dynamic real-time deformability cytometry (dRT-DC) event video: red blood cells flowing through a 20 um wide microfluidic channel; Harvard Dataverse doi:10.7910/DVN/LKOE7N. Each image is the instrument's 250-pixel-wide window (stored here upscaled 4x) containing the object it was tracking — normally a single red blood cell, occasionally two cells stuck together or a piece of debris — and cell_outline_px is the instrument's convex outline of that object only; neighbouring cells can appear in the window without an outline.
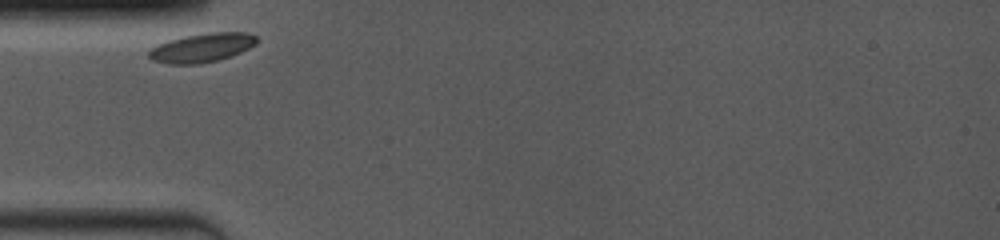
{"species": "common noctule bat (a hibernating species)", "species_latin": "Nyctalus noctula", "temperature_condition": "room temperature", "stored_images_in_passage": 51, "camera_frame_rate_fps": 4000, "um_per_image_px": 0.085, "animal": {"sex": "female", "body_mass_g": 19.0, "forearm_length_mm": 53.3}, "frame": {"image": 1, "passage_image": 1, "time_ms": 0.0, "image_size_px": [1000, 240], "cell_outline_px": [[256, 44], [232, 56], [216, 60], [196, 64], [168, 64], [152, 60], [148, 56], [148, 52], [152, 48], [168, 40], [184, 36], [208, 32], [248, 32], [256, 36]], "centroid_in_image_um": [17.16, 4.05], "position_along_channel_um": 67.8, "area_um2": 18.09}}
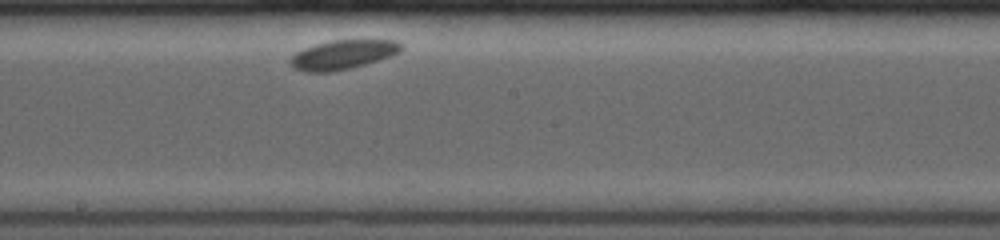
{"frame": {"image": 2, "passage_image": 28, "time_ms": 4.5, "image_size_px": [1000, 240], "cell_outline_px": [[404, 48], [400, 52], [364, 64], [348, 68], [328, 72], [304, 72], [296, 68], [288, 60], [296, 52], [304, 48], [316, 44], [332, 40], [396, 40], [404, 44]], "centroid_in_image_um": [29.15, 4.63], "position_along_channel_um": 219.0, "area_um2": 18.61}}
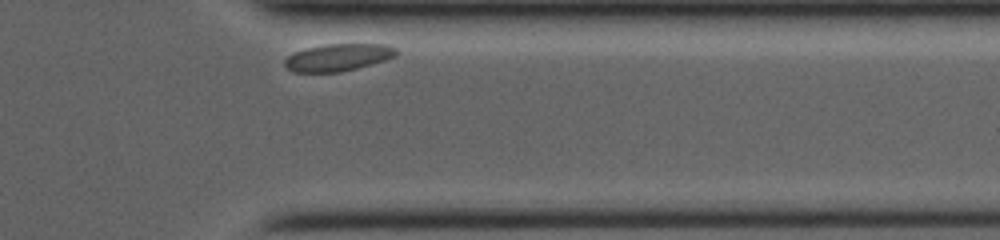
{"frame": {"image": 3, "passage_image": 51, "time_ms": 9.25, "image_size_px": [1000, 240], "cell_outline_px": [[400, 52], [396, 56], [384, 60], [356, 68], [340, 72], [292, 72], [284, 64], [284, 60], [288, 56], [304, 48], [324, 44], [388, 44], [396, 48]], "centroid_in_image_um": [28.75, 4.87], "position_along_channel_um": 382.6, "area_um2": 17.74}}